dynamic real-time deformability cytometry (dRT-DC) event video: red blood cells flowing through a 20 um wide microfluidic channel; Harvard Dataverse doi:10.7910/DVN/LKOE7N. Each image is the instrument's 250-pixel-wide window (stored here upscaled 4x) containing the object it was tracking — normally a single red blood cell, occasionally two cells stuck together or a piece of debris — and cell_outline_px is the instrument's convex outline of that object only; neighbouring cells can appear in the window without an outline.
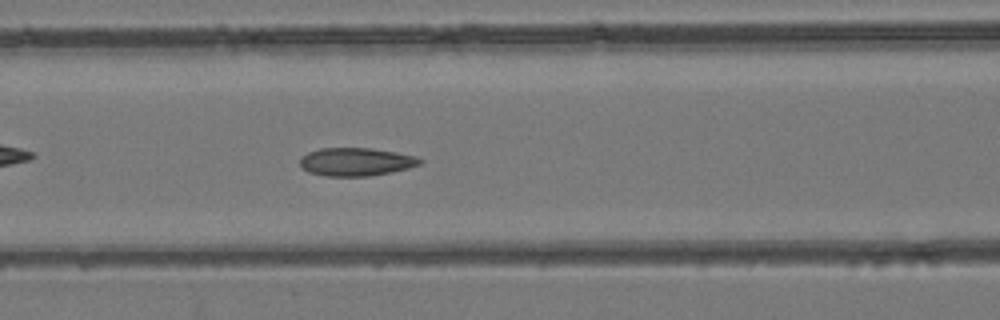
{"species": "common noctule bat (a hibernating species)", "species_latin": "Nyctalus noctula", "temperature_condition": "room temperature", "stored_images_in_passage": 50, "camera_frame_rate_fps": 3000, "um_per_image_px": 0.085, "animal": {"sex": "female", "body_mass_g": 24.6, "forearm_length_mm": 56.2}, "frame": {"image": 1, "passage_image": 21, "time_ms": 6.667, "image_size_px": [1000, 320], "cell_outline_px": [[424, 160], [420, 164], [408, 168], [392, 172], [368, 176], [328, 176], [308, 172], [300, 168], [300, 156], [308, 152], [320, 148], [372, 148], [396, 152], [416, 156]], "centroid_in_image_um": [30.24, 13.75], "position_along_channel_um": 136.4, "area_um2": 19.83}}
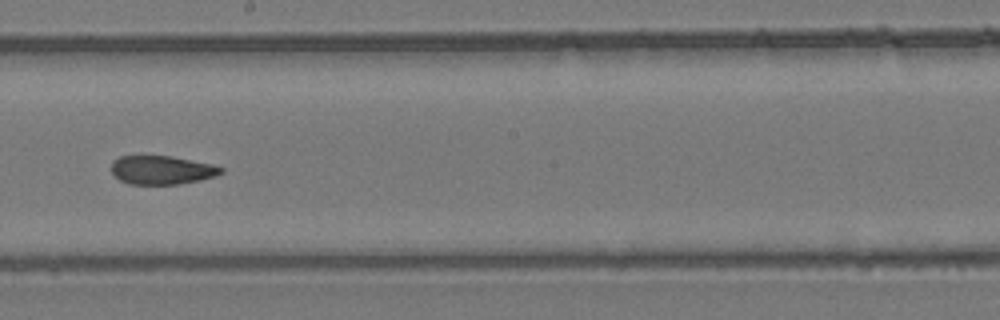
{"frame": {"image": 2, "passage_image": 28, "time_ms": 9.0, "image_size_px": [1000, 320], "cell_outline_px": [[224, 172], [216, 176], [200, 180], [180, 184], [128, 184], [120, 180], [112, 172], [112, 160], [120, 156], [172, 156], [212, 164], [224, 168]], "centroid_in_image_um": [13.77, 14.45], "position_along_channel_um": 234.4, "area_um2": 18.38}}
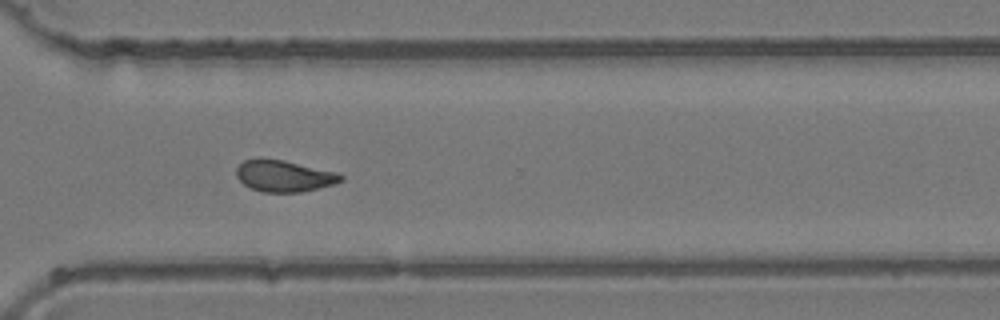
{"frame": {"image": 3, "passage_image": 36, "time_ms": 11.667, "image_size_px": [1000, 320], "cell_outline_px": [[344, 180], [336, 184], [300, 192], [264, 192], [252, 188], [244, 184], [236, 176], [236, 168], [244, 160], [260, 156], [284, 160], [336, 172], [344, 176]], "centroid_in_image_um": [24.13, 14.93], "position_along_channel_um": 346.5, "area_um2": 19.42}}